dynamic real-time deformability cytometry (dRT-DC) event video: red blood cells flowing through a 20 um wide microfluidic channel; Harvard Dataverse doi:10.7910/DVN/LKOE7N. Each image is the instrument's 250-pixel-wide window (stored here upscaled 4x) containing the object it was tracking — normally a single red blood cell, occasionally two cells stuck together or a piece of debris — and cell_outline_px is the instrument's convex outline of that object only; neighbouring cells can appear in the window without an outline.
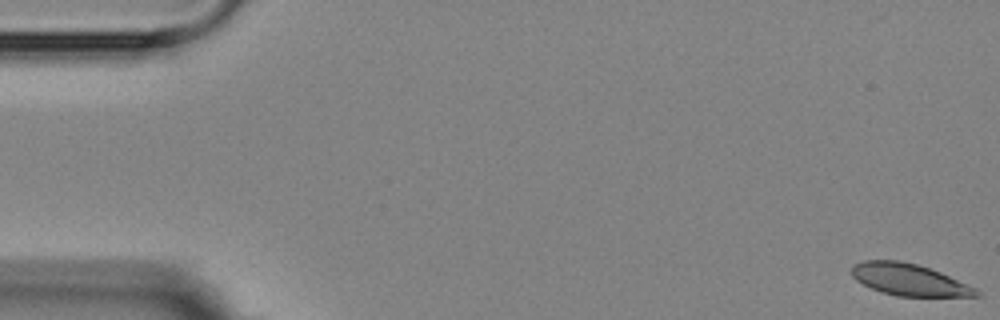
{"species": "Egyptian fruit bat (a non-hibernating species)", "species_latin": "Rousettus aegyptiacus", "temperature_condition": "room temperature", "stored_images_in_passage": 6, "camera_frame_rate_fps": 3000, "um_per_image_px": 0.085, "animal": {"sex": "female"}, "frame": {"image": 1, "passage_image": 1, "time_ms": 0.0, "image_size_px": [1000, 320], "cell_outline_px": [[980, 296], [896, 296], [880, 292], [856, 280], [852, 276], [852, 264], [864, 260], [900, 260], [916, 264], [940, 272], [976, 288], [980, 292]], "centroid_in_image_um": [77.25, 23.77], "position_along_channel_um": 7.8, "area_um2": 22.95}}
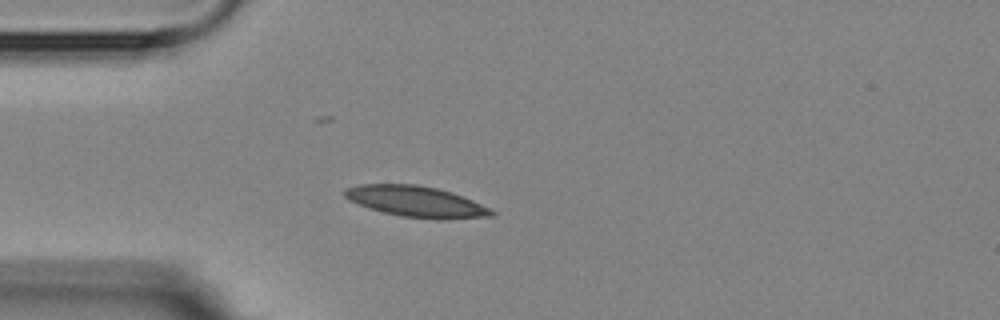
{"frame": {"image": 2, "passage_image": 5, "time_ms": 4.667, "image_size_px": [1000, 320], "cell_outline_px": [[496, 212], [492, 216], [448, 220], [436, 220], [400, 216], [368, 208], [348, 200], [344, 196], [344, 188], [360, 184], [416, 184], [436, 188], [452, 192], [492, 208]], "centroid_in_image_um": [35.39, 17.14], "position_along_channel_um": 49.6, "area_um2": 26.82}}